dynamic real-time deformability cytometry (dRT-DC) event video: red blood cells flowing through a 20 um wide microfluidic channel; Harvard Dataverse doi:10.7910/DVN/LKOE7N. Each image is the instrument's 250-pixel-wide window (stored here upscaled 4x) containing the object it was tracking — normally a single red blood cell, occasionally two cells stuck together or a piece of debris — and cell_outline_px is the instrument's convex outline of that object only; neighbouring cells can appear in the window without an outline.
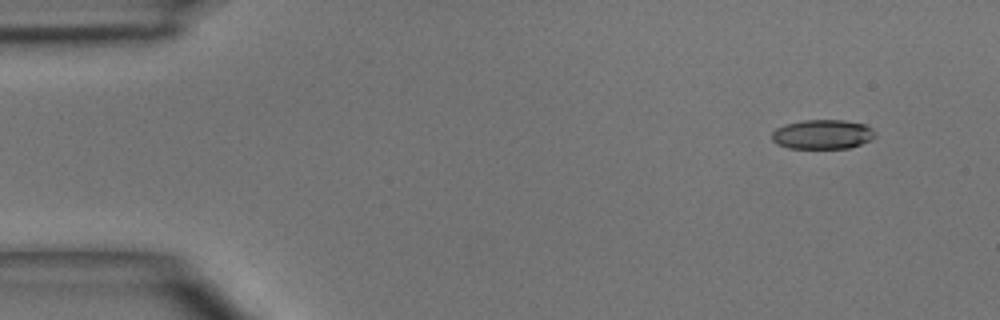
{"species": "common noctule bat (a hibernating species)", "species_latin": "Nyctalus noctula", "temperature_condition": "room temperature", "stored_images_in_passage": 5, "segment_of_instrument_passage": [1, 2], "camera_frame_rate_fps": 3000, "um_per_image_px": 0.085, "animal": {"sex": "male", "body_mass_g": 15.6}, "frame": {"image": 1, "passage_image": 1, "time_ms": 0.0, "image_size_px": [1000, 320], "cell_outline_px": [[876, 136], [860, 144], [848, 148], [788, 148], [776, 144], [772, 140], [772, 132], [776, 128], [784, 124], [804, 120], [844, 120], [864, 124], [872, 128], [876, 132]], "centroid_in_image_um": [69.89, 11.41], "position_along_channel_um": 15.1, "area_um2": 17.74}}